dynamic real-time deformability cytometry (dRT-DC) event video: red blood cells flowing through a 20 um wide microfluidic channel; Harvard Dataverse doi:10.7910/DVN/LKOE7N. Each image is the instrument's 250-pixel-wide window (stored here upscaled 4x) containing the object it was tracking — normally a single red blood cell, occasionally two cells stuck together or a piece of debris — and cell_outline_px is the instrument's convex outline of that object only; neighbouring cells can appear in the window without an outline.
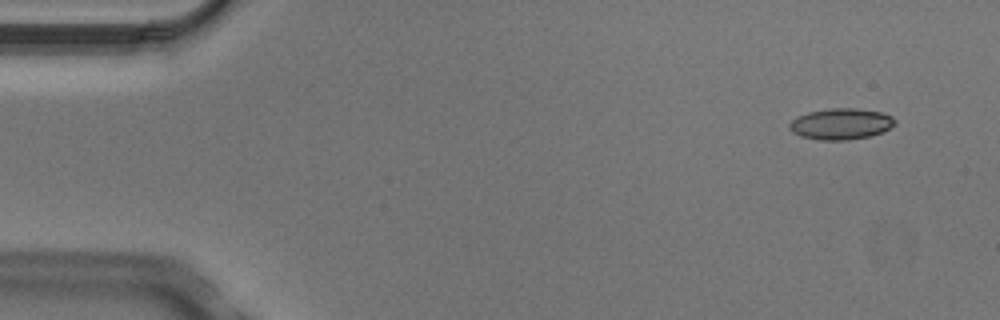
{"species": "Egyptian fruit bat (a non-hibernating species)", "species_latin": "Rousettus aegyptiacus", "temperature_condition": "cold", "stored_images_in_passage": 5, "camera_frame_rate_fps": 3000, "um_per_image_px": 0.085, "animal": {"sex": "male"}, "frame": {"image": 1, "passage_image": 2, "time_ms": 0.333, "image_size_px": [1000, 320], "cell_outline_px": [[896, 124], [884, 132], [868, 136], [848, 140], [820, 140], [800, 136], [792, 132], [788, 128], [788, 124], [796, 116], [808, 112], [828, 108], [856, 108], [884, 112], [892, 116], [896, 120]], "centroid_in_image_um": [71.49, 10.52], "position_along_channel_um": 13.5, "area_um2": 19.48}}